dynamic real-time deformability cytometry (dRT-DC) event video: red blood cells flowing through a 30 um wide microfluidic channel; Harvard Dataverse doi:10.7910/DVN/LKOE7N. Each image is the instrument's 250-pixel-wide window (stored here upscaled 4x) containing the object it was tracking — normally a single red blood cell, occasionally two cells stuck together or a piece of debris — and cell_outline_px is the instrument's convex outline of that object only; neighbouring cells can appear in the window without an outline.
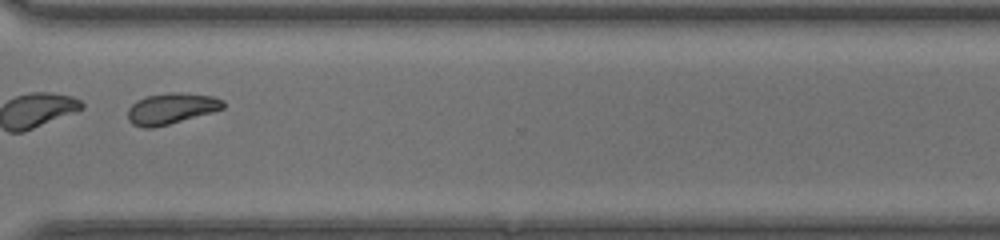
{"species": "common noctule bat (a hibernating species)", "species_latin": "Nyctalus noctula", "temperature_condition": "warm", "stored_images_in_passage": 45, "segment_of_instrument_passage": [2, 2], "camera_frame_rate_fps": 3000, "um_per_image_px": 0.085, "animal": {"sex": "female", "body_mass_g": 17.0, "forearm_length_mm": 48.0}, "frame": {"image": 1, "passage_image": 34, "time_ms": 11.0, "image_size_px": [1000, 240], "cell_outline_px": [[224, 108], [212, 112], [168, 124], [152, 128], [144, 128], [132, 124], [128, 120], [128, 108], [136, 100], [148, 96], [168, 92], [180, 92], [212, 96], [224, 100]], "centroid_in_image_um": [14.54, 9.22], "position_along_channel_um": 356.1, "area_um2": 17.17}}